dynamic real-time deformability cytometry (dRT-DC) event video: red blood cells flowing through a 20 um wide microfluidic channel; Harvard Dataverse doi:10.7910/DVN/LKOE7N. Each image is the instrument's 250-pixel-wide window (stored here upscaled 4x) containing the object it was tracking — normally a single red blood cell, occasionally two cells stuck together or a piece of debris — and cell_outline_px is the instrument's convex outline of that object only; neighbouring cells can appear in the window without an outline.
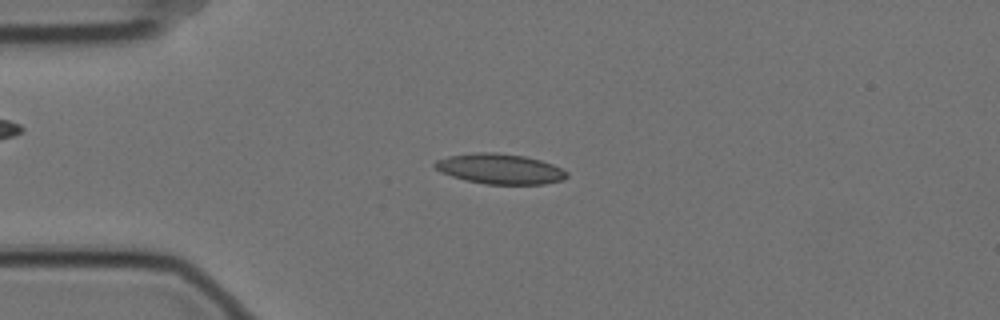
{"species": "Egyptian fruit bat (a non-hibernating species)", "species_latin": "Rousettus aegyptiacus", "temperature_condition": "cold", "stored_images_in_passage": 56, "camera_frame_rate_fps": 3000, "um_per_image_px": 0.085, "animal": {"sex": "female"}, "frame": {"image": 1, "passage_image": 13, "time_ms": 4.0, "image_size_px": [1000, 320], "cell_outline_px": [[568, 176], [564, 180], [544, 184], [484, 184], [464, 180], [440, 172], [432, 164], [436, 160], [448, 156], [476, 152], [496, 152], [524, 156], [540, 160], [552, 164], [568, 172]], "centroid_in_image_um": [42.48, 14.35], "position_along_channel_um": 42.5, "area_um2": 23.35}}
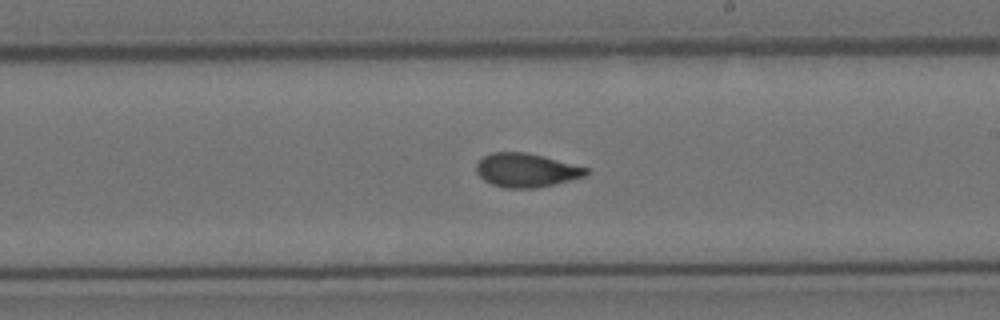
{"frame": {"image": 2, "passage_image": 32, "time_ms": 10.333, "image_size_px": [1000, 320], "cell_outline_px": [[588, 176], [536, 188], [504, 188], [492, 184], [484, 180], [476, 172], [476, 164], [484, 156], [492, 152], [528, 152], [544, 156], [588, 168]], "centroid_in_image_um": [44.74, 14.46], "position_along_channel_um": 244.3, "area_um2": 21.68}}
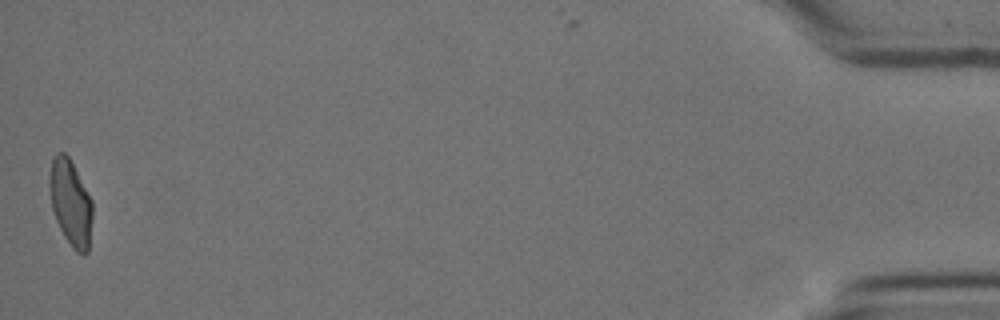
{"frame": {"image": 3, "passage_image": 56, "time_ms": 18.333, "image_size_px": [1000, 320], "cell_outline_px": [[92, 216], [88, 252], [84, 256], [76, 252], [72, 248], [64, 236], [56, 220], [52, 208], [48, 188], [48, 176], [52, 160], [56, 152], [64, 152], [68, 156], [92, 200]], "centroid_in_image_um": [5.98, 17.25], "position_along_channel_um": 429.2, "area_um2": 21.62}, "authors_computed_cell_mechanics": {"area_um2": 21.7039, "velocity_mm_per_s": 3.517, "shape_relaxation_time_tau1_ms": 9.6473, "shape_relaxation_time_tau2_ms": 1.937, "deformation_change_tau1": 0.2241, "deformation_change_tau2": 0.0668}}